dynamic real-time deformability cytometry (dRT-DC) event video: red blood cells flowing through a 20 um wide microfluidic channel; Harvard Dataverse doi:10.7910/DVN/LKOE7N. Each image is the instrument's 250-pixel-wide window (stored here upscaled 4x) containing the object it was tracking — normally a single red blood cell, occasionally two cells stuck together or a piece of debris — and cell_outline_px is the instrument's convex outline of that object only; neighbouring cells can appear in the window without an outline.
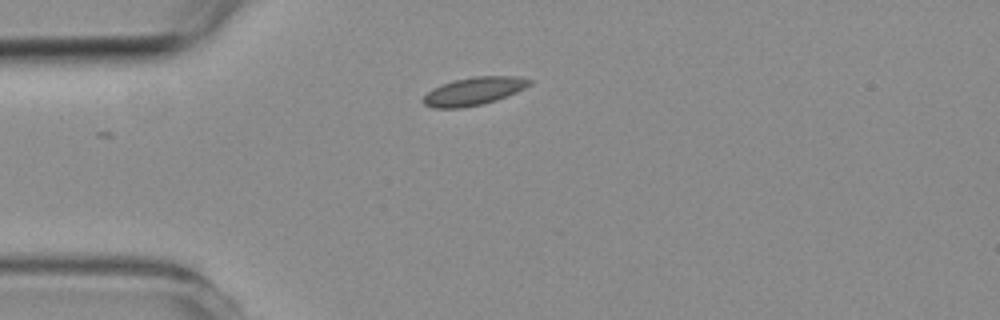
{"species": "common noctule bat (a hibernating species)", "species_latin": "Nyctalus noctula", "temperature_condition": "room temperature", "stored_images_in_passage": 3, "camera_frame_rate_fps": 3000, "um_per_image_px": 0.085, "animal": {"sex": "female", "body_mass_g": 19.3, "forearm_length_mm": 54.1}, "frame": {"image": 1, "passage_image": 1, "time_ms": 0.0, "image_size_px": [1000, 320], "cell_outline_px": [[532, 84], [516, 92], [496, 100], [480, 104], [460, 108], [432, 108], [424, 104], [420, 100], [432, 88], [440, 84], [472, 76], [516, 76], [532, 80]], "centroid_in_image_um": [40.24, 7.75], "position_along_channel_um": 44.8, "area_um2": 17.28}}
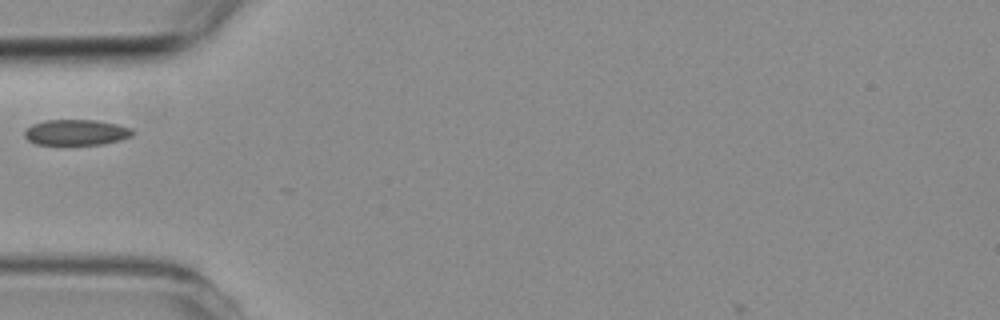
{"frame": {"image": 2, "passage_image": 2, "time_ms": 1.333, "image_size_px": [1000, 320], "cell_outline_px": [[136, 132], [132, 136], [120, 140], [100, 144], [36, 144], [28, 140], [24, 136], [24, 132], [32, 124], [44, 120], [96, 120], [116, 124], [132, 128]], "centroid_in_image_um": [6.5, 11.24], "position_along_channel_um": 78.5, "area_um2": 16.13}}
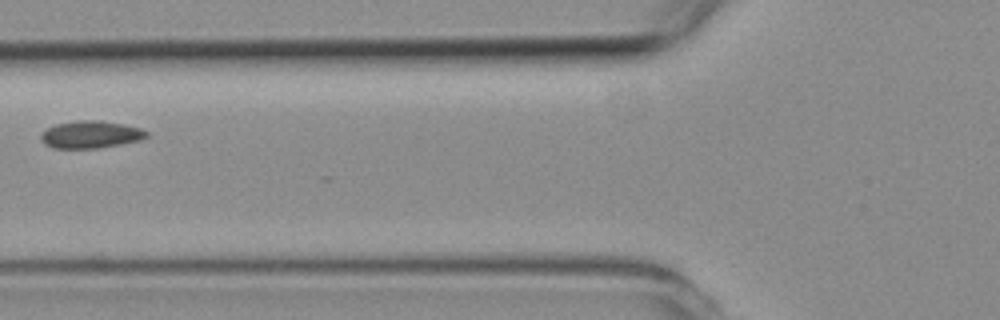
{"frame": {"image": 3, "passage_image": 3, "time_ms": 2.333, "image_size_px": [1000, 320], "cell_outline_px": [[148, 136], [140, 140], [120, 144], [96, 148], [52, 148], [44, 144], [40, 140], [40, 136], [48, 128], [56, 124], [76, 120], [100, 120], [124, 124], [140, 128], [148, 132]], "centroid_in_image_um": [7.7, 11.43], "position_along_channel_um": 118.1, "area_um2": 16.82}}